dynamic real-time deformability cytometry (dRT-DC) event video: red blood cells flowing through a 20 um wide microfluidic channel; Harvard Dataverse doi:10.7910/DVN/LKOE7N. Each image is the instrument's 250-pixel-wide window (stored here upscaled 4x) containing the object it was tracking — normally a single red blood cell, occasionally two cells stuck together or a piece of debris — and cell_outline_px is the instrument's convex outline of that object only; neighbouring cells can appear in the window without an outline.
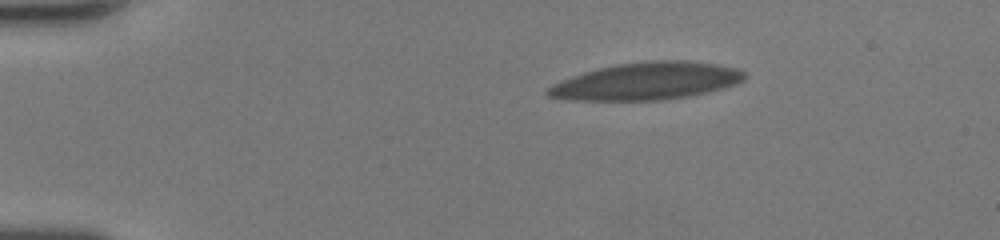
{"species": "human", "species_latin": "Homo sapiens", "temperature_condition": "room temperature", "stored_images_in_passage": 43, "camera_frame_rate_fps": 3000, "um_per_image_px": 0.085, "donor": {"sex": "female"}, "frame": {"image": 1, "passage_image": 1, "time_ms": 0.0, "image_size_px": [1000, 240], "cell_outline_px": [[748, 76], [744, 80], [736, 84], [708, 92], [688, 96], [660, 100], [568, 100], [548, 96], [544, 92], [552, 84], [560, 80], [584, 72], [616, 64], [652, 60], [688, 60], [716, 64], [736, 68], [744, 72]], "centroid_in_image_um": [54.96, 6.89], "position_along_channel_um": 30.0, "area_um2": 42.83}}
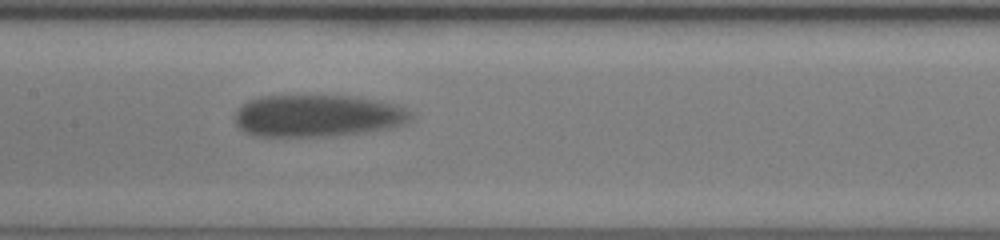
{"frame": {"image": 2, "passage_image": 18, "time_ms": 5.667, "image_size_px": [1000, 240], "cell_outline_px": [[412, 116], [404, 124], [388, 128], [368, 132], [336, 136], [252, 136], [244, 132], [236, 124], [236, 108], [248, 100], [260, 96], [348, 96], [396, 104], [404, 108]], "centroid_in_image_um": [26.94, 9.85], "position_along_channel_um": 180.5, "area_um2": 43.12}}
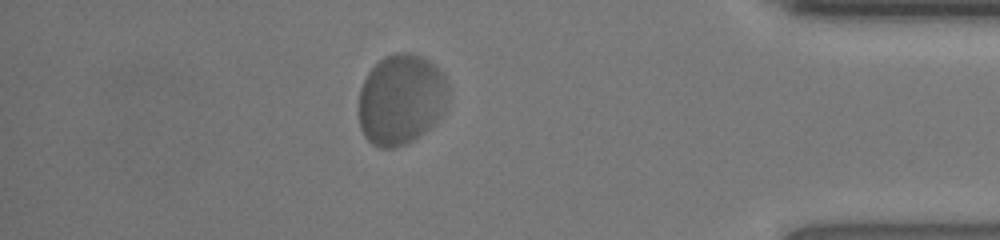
{"frame": {"image": 3, "passage_image": 37, "time_ms": 12.0, "image_size_px": [1000, 240], "cell_outline_px": [[448, 108], [424, 132], [412, 140], [396, 148], [380, 148], [372, 144], [364, 136], [360, 128], [360, 88], [368, 72], [384, 56], [392, 52], [412, 52], [428, 60], [444, 76], [448, 84]], "centroid_in_image_um": [34.1, 8.44], "position_along_channel_um": 401.1, "area_um2": 47.4}, "authors_computed_cell_mechanics": {"area_um2": 44.6794, "velocity_mm_per_s": 3.9715, "shape_relaxation_time_tau1_ms": 3.0469, "shape_relaxation_time_tau2_ms": null, "deformation_change_tau1": 0.1075, "deformation_change_tau2": null}}